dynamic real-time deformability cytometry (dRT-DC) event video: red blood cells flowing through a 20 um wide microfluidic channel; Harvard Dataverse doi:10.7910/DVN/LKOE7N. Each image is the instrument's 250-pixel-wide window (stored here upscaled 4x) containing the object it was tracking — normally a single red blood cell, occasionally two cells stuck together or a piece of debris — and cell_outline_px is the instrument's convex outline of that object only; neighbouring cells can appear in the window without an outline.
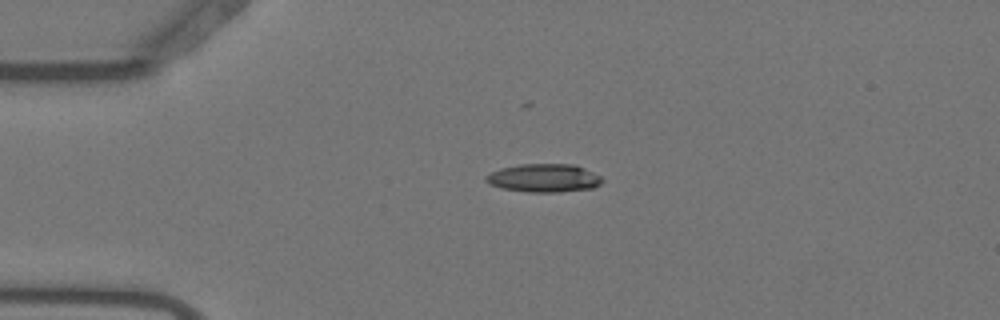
{"species": "Egyptian fruit bat (a non-hibernating species)", "species_latin": "Rousettus aegyptiacus", "temperature_condition": "warm", "stored_images_in_passage": 18, "camera_frame_rate_fps": 3000, "um_per_image_px": 0.085, "animal": {"sex": "female"}, "frame": {"image": 1, "passage_image": 3, "time_ms": 0.667, "image_size_px": [1000, 320], "cell_outline_px": [[604, 180], [600, 184], [592, 188], [560, 192], [528, 192], [500, 188], [488, 184], [484, 180], [484, 176], [500, 168], [520, 164], [572, 164], [584, 168], [600, 176]], "centroid_in_image_um": [46.19, 15.13], "position_along_channel_um": 38.8, "area_um2": 19.25}}
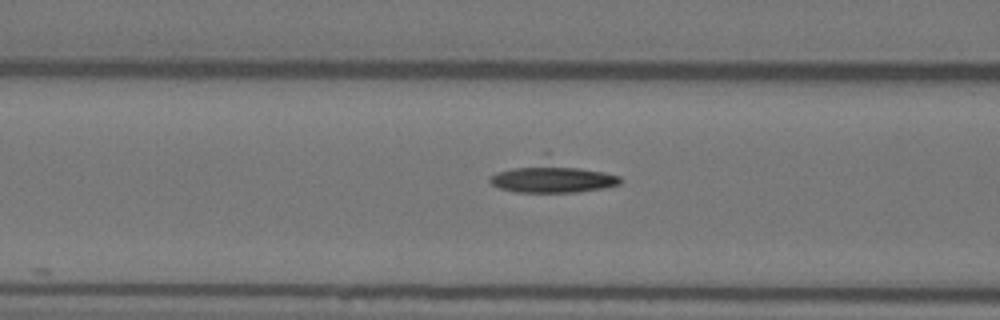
{"frame": {"image": 2, "passage_image": 12, "time_ms": 3.667, "image_size_px": [1000, 320], "cell_outline_px": [[620, 184], [604, 188], [576, 192], [516, 192], [500, 188], [492, 184], [488, 180], [488, 176], [496, 172], [544, 152], [548, 152], [620, 176]], "centroid_in_image_um": [46.94, 14.95], "position_along_channel_um": 119.7, "area_um2": 25.2}}
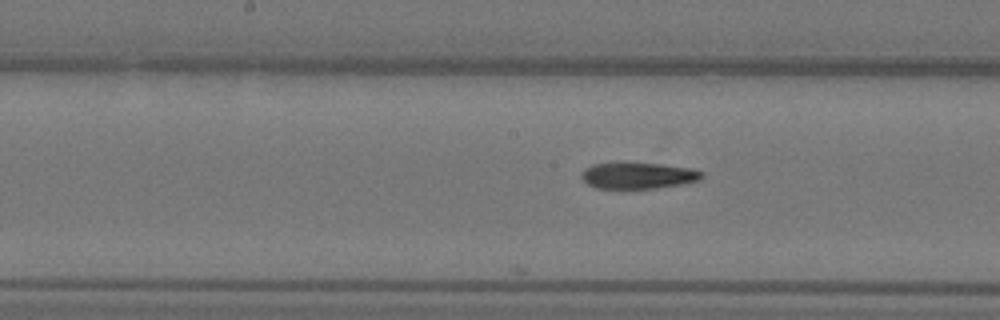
{"frame": {"image": 3, "passage_image": 18, "time_ms": 5.667, "image_size_px": [1000, 320], "cell_outline_px": [[704, 176], [700, 180], [684, 184], [656, 188], [596, 188], [588, 184], [580, 176], [584, 168], [592, 164], [616, 160], [628, 160], [692, 168], [704, 172]], "centroid_in_image_um": [54.22, 14.87], "position_along_channel_um": 194.0, "area_um2": 19.36}}